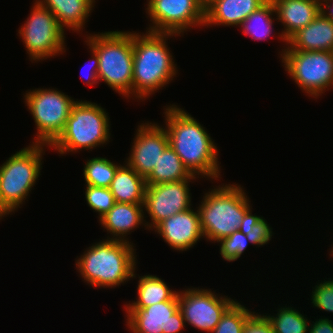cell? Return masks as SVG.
Here are the masks:
<instances>
[{
    "label": "cell",
    "mask_w": 333,
    "mask_h": 333,
    "mask_svg": "<svg viewBox=\"0 0 333 333\" xmlns=\"http://www.w3.org/2000/svg\"><path fill=\"white\" fill-rule=\"evenodd\" d=\"M84 42L99 58L98 80L127 99L133 83V32L87 34Z\"/></svg>",
    "instance_id": "4"
},
{
    "label": "cell",
    "mask_w": 333,
    "mask_h": 333,
    "mask_svg": "<svg viewBox=\"0 0 333 333\" xmlns=\"http://www.w3.org/2000/svg\"><path fill=\"white\" fill-rule=\"evenodd\" d=\"M136 132L131 153L124 162L146 179L169 146L168 134L164 127L151 122L138 125Z\"/></svg>",
    "instance_id": "15"
},
{
    "label": "cell",
    "mask_w": 333,
    "mask_h": 333,
    "mask_svg": "<svg viewBox=\"0 0 333 333\" xmlns=\"http://www.w3.org/2000/svg\"><path fill=\"white\" fill-rule=\"evenodd\" d=\"M45 146L48 147L32 143L12 154L0 166V201L9 213L22 206L41 175Z\"/></svg>",
    "instance_id": "7"
},
{
    "label": "cell",
    "mask_w": 333,
    "mask_h": 333,
    "mask_svg": "<svg viewBox=\"0 0 333 333\" xmlns=\"http://www.w3.org/2000/svg\"><path fill=\"white\" fill-rule=\"evenodd\" d=\"M138 299L125 304L124 308H145L156 303L172 300L177 294L167 286L166 282L155 275L139 276L137 286Z\"/></svg>",
    "instance_id": "24"
},
{
    "label": "cell",
    "mask_w": 333,
    "mask_h": 333,
    "mask_svg": "<svg viewBox=\"0 0 333 333\" xmlns=\"http://www.w3.org/2000/svg\"><path fill=\"white\" fill-rule=\"evenodd\" d=\"M49 9L55 16L59 25L65 30L82 31L87 18L93 11L95 0H36ZM87 20V21H86Z\"/></svg>",
    "instance_id": "21"
},
{
    "label": "cell",
    "mask_w": 333,
    "mask_h": 333,
    "mask_svg": "<svg viewBox=\"0 0 333 333\" xmlns=\"http://www.w3.org/2000/svg\"><path fill=\"white\" fill-rule=\"evenodd\" d=\"M198 176L192 175L183 165L180 157L168 146L162 156H160L157 166L146 178L147 185H156L185 179H196Z\"/></svg>",
    "instance_id": "23"
},
{
    "label": "cell",
    "mask_w": 333,
    "mask_h": 333,
    "mask_svg": "<svg viewBox=\"0 0 333 333\" xmlns=\"http://www.w3.org/2000/svg\"><path fill=\"white\" fill-rule=\"evenodd\" d=\"M143 209V204L116 202L114 206L99 219L101 226L108 232L107 234L110 233L113 236L112 238L107 237V239L129 242L126 236L133 232L132 230L137 227L139 228V225L142 224L146 227V220H144L145 212Z\"/></svg>",
    "instance_id": "18"
},
{
    "label": "cell",
    "mask_w": 333,
    "mask_h": 333,
    "mask_svg": "<svg viewBox=\"0 0 333 333\" xmlns=\"http://www.w3.org/2000/svg\"><path fill=\"white\" fill-rule=\"evenodd\" d=\"M145 10L152 22L146 30L181 36L192 27L204 26L205 8L199 0H147Z\"/></svg>",
    "instance_id": "11"
},
{
    "label": "cell",
    "mask_w": 333,
    "mask_h": 333,
    "mask_svg": "<svg viewBox=\"0 0 333 333\" xmlns=\"http://www.w3.org/2000/svg\"><path fill=\"white\" fill-rule=\"evenodd\" d=\"M154 231L177 251L190 250L200 238H204L198 209L191 208L164 219Z\"/></svg>",
    "instance_id": "16"
},
{
    "label": "cell",
    "mask_w": 333,
    "mask_h": 333,
    "mask_svg": "<svg viewBox=\"0 0 333 333\" xmlns=\"http://www.w3.org/2000/svg\"><path fill=\"white\" fill-rule=\"evenodd\" d=\"M268 0H214L205 8L204 26H239Z\"/></svg>",
    "instance_id": "19"
},
{
    "label": "cell",
    "mask_w": 333,
    "mask_h": 333,
    "mask_svg": "<svg viewBox=\"0 0 333 333\" xmlns=\"http://www.w3.org/2000/svg\"><path fill=\"white\" fill-rule=\"evenodd\" d=\"M25 23L18 30L26 52L33 62L46 60L63 54L65 30L59 25L56 16L36 0Z\"/></svg>",
    "instance_id": "10"
},
{
    "label": "cell",
    "mask_w": 333,
    "mask_h": 333,
    "mask_svg": "<svg viewBox=\"0 0 333 333\" xmlns=\"http://www.w3.org/2000/svg\"><path fill=\"white\" fill-rule=\"evenodd\" d=\"M277 311L275 316L265 315L274 333H308V319L294 307L285 305Z\"/></svg>",
    "instance_id": "26"
},
{
    "label": "cell",
    "mask_w": 333,
    "mask_h": 333,
    "mask_svg": "<svg viewBox=\"0 0 333 333\" xmlns=\"http://www.w3.org/2000/svg\"><path fill=\"white\" fill-rule=\"evenodd\" d=\"M180 36L171 33H137L133 31L132 95L143 101L167 86L178 70L167 40Z\"/></svg>",
    "instance_id": "2"
},
{
    "label": "cell",
    "mask_w": 333,
    "mask_h": 333,
    "mask_svg": "<svg viewBox=\"0 0 333 333\" xmlns=\"http://www.w3.org/2000/svg\"><path fill=\"white\" fill-rule=\"evenodd\" d=\"M215 293L211 289L194 287L178 291L179 309L185 324L212 333L222 315L236 301Z\"/></svg>",
    "instance_id": "12"
},
{
    "label": "cell",
    "mask_w": 333,
    "mask_h": 333,
    "mask_svg": "<svg viewBox=\"0 0 333 333\" xmlns=\"http://www.w3.org/2000/svg\"><path fill=\"white\" fill-rule=\"evenodd\" d=\"M275 15L274 4L271 0H268L241 23L243 34L249 35L253 40L267 39L274 31L272 26H274L273 20L277 19L273 18Z\"/></svg>",
    "instance_id": "25"
},
{
    "label": "cell",
    "mask_w": 333,
    "mask_h": 333,
    "mask_svg": "<svg viewBox=\"0 0 333 333\" xmlns=\"http://www.w3.org/2000/svg\"><path fill=\"white\" fill-rule=\"evenodd\" d=\"M287 46L291 50L333 52V21L319 13L287 40Z\"/></svg>",
    "instance_id": "20"
},
{
    "label": "cell",
    "mask_w": 333,
    "mask_h": 333,
    "mask_svg": "<svg viewBox=\"0 0 333 333\" xmlns=\"http://www.w3.org/2000/svg\"><path fill=\"white\" fill-rule=\"evenodd\" d=\"M119 166L104 157L87 160L83 169L86 185L109 188Z\"/></svg>",
    "instance_id": "27"
},
{
    "label": "cell",
    "mask_w": 333,
    "mask_h": 333,
    "mask_svg": "<svg viewBox=\"0 0 333 333\" xmlns=\"http://www.w3.org/2000/svg\"><path fill=\"white\" fill-rule=\"evenodd\" d=\"M126 325L132 333H180L186 326L179 309L178 294L145 308H124Z\"/></svg>",
    "instance_id": "14"
},
{
    "label": "cell",
    "mask_w": 333,
    "mask_h": 333,
    "mask_svg": "<svg viewBox=\"0 0 333 333\" xmlns=\"http://www.w3.org/2000/svg\"><path fill=\"white\" fill-rule=\"evenodd\" d=\"M281 60L285 71L308 96L319 98L333 87V52L282 50Z\"/></svg>",
    "instance_id": "9"
},
{
    "label": "cell",
    "mask_w": 333,
    "mask_h": 333,
    "mask_svg": "<svg viewBox=\"0 0 333 333\" xmlns=\"http://www.w3.org/2000/svg\"><path fill=\"white\" fill-rule=\"evenodd\" d=\"M214 0H199V2L206 8L208 5H210Z\"/></svg>",
    "instance_id": "37"
},
{
    "label": "cell",
    "mask_w": 333,
    "mask_h": 333,
    "mask_svg": "<svg viewBox=\"0 0 333 333\" xmlns=\"http://www.w3.org/2000/svg\"><path fill=\"white\" fill-rule=\"evenodd\" d=\"M24 98L37 129L32 143L50 146L64 130L76 101L54 88L29 90Z\"/></svg>",
    "instance_id": "8"
},
{
    "label": "cell",
    "mask_w": 333,
    "mask_h": 333,
    "mask_svg": "<svg viewBox=\"0 0 333 333\" xmlns=\"http://www.w3.org/2000/svg\"><path fill=\"white\" fill-rule=\"evenodd\" d=\"M191 180L194 179L147 185L143 206L151 223L146 221V229L153 230L164 219L192 208Z\"/></svg>",
    "instance_id": "13"
},
{
    "label": "cell",
    "mask_w": 333,
    "mask_h": 333,
    "mask_svg": "<svg viewBox=\"0 0 333 333\" xmlns=\"http://www.w3.org/2000/svg\"><path fill=\"white\" fill-rule=\"evenodd\" d=\"M132 242L103 239L86 248L75 262L83 281L94 288H115L136 278V249Z\"/></svg>",
    "instance_id": "3"
},
{
    "label": "cell",
    "mask_w": 333,
    "mask_h": 333,
    "mask_svg": "<svg viewBox=\"0 0 333 333\" xmlns=\"http://www.w3.org/2000/svg\"><path fill=\"white\" fill-rule=\"evenodd\" d=\"M331 246H333V245H331ZM330 253H331V256H333V247H332V250L330 251Z\"/></svg>",
    "instance_id": "38"
},
{
    "label": "cell",
    "mask_w": 333,
    "mask_h": 333,
    "mask_svg": "<svg viewBox=\"0 0 333 333\" xmlns=\"http://www.w3.org/2000/svg\"><path fill=\"white\" fill-rule=\"evenodd\" d=\"M250 208L244 215L239 230L244 233L252 245L263 246L272 239V228L265 218L253 215Z\"/></svg>",
    "instance_id": "28"
},
{
    "label": "cell",
    "mask_w": 333,
    "mask_h": 333,
    "mask_svg": "<svg viewBox=\"0 0 333 333\" xmlns=\"http://www.w3.org/2000/svg\"><path fill=\"white\" fill-rule=\"evenodd\" d=\"M313 289L310 299L313 307L333 313V280L321 281Z\"/></svg>",
    "instance_id": "32"
},
{
    "label": "cell",
    "mask_w": 333,
    "mask_h": 333,
    "mask_svg": "<svg viewBox=\"0 0 333 333\" xmlns=\"http://www.w3.org/2000/svg\"><path fill=\"white\" fill-rule=\"evenodd\" d=\"M243 333H274L265 315L254 312L245 323Z\"/></svg>",
    "instance_id": "33"
},
{
    "label": "cell",
    "mask_w": 333,
    "mask_h": 333,
    "mask_svg": "<svg viewBox=\"0 0 333 333\" xmlns=\"http://www.w3.org/2000/svg\"><path fill=\"white\" fill-rule=\"evenodd\" d=\"M253 313L235 301L222 315L212 333H243L245 323Z\"/></svg>",
    "instance_id": "29"
},
{
    "label": "cell",
    "mask_w": 333,
    "mask_h": 333,
    "mask_svg": "<svg viewBox=\"0 0 333 333\" xmlns=\"http://www.w3.org/2000/svg\"><path fill=\"white\" fill-rule=\"evenodd\" d=\"M110 118L105 109L90 101H76L58 138L49 146L59 154L77 153L106 145L110 138ZM102 144V145H101Z\"/></svg>",
    "instance_id": "6"
},
{
    "label": "cell",
    "mask_w": 333,
    "mask_h": 333,
    "mask_svg": "<svg viewBox=\"0 0 333 333\" xmlns=\"http://www.w3.org/2000/svg\"><path fill=\"white\" fill-rule=\"evenodd\" d=\"M217 243H220V255L222 258L225 261L233 262L241 257L250 242L244 233L236 230L230 236L221 239Z\"/></svg>",
    "instance_id": "31"
},
{
    "label": "cell",
    "mask_w": 333,
    "mask_h": 333,
    "mask_svg": "<svg viewBox=\"0 0 333 333\" xmlns=\"http://www.w3.org/2000/svg\"><path fill=\"white\" fill-rule=\"evenodd\" d=\"M146 187V179L124 163L118 167L109 189L115 202L143 204Z\"/></svg>",
    "instance_id": "22"
},
{
    "label": "cell",
    "mask_w": 333,
    "mask_h": 333,
    "mask_svg": "<svg viewBox=\"0 0 333 333\" xmlns=\"http://www.w3.org/2000/svg\"><path fill=\"white\" fill-rule=\"evenodd\" d=\"M89 49L92 54V58H90L92 63L90 61L89 74L87 77H85L86 80L84 78L83 79L87 85L91 86V85L99 83V80H98L99 58H98L97 54L91 48H89ZM85 68H87V67L85 66Z\"/></svg>",
    "instance_id": "34"
},
{
    "label": "cell",
    "mask_w": 333,
    "mask_h": 333,
    "mask_svg": "<svg viewBox=\"0 0 333 333\" xmlns=\"http://www.w3.org/2000/svg\"><path fill=\"white\" fill-rule=\"evenodd\" d=\"M238 184H221L204 194L197 207L204 238L219 242L239 230L245 213L252 208Z\"/></svg>",
    "instance_id": "5"
},
{
    "label": "cell",
    "mask_w": 333,
    "mask_h": 333,
    "mask_svg": "<svg viewBox=\"0 0 333 333\" xmlns=\"http://www.w3.org/2000/svg\"><path fill=\"white\" fill-rule=\"evenodd\" d=\"M164 111L169 146L183 165L192 175L219 180L218 147L205 127L175 104H170Z\"/></svg>",
    "instance_id": "1"
},
{
    "label": "cell",
    "mask_w": 333,
    "mask_h": 333,
    "mask_svg": "<svg viewBox=\"0 0 333 333\" xmlns=\"http://www.w3.org/2000/svg\"><path fill=\"white\" fill-rule=\"evenodd\" d=\"M276 17L284 26L278 33L281 41L287 40L299 29L309 25L320 13V0H271Z\"/></svg>",
    "instance_id": "17"
},
{
    "label": "cell",
    "mask_w": 333,
    "mask_h": 333,
    "mask_svg": "<svg viewBox=\"0 0 333 333\" xmlns=\"http://www.w3.org/2000/svg\"><path fill=\"white\" fill-rule=\"evenodd\" d=\"M9 214L10 213L6 210V208L2 205V203L0 201V220Z\"/></svg>",
    "instance_id": "36"
},
{
    "label": "cell",
    "mask_w": 333,
    "mask_h": 333,
    "mask_svg": "<svg viewBox=\"0 0 333 333\" xmlns=\"http://www.w3.org/2000/svg\"><path fill=\"white\" fill-rule=\"evenodd\" d=\"M320 13L333 21V0H320Z\"/></svg>",
    "instance_id": "35"
},
{
    "label": "cell",
    "mask_w": 333,
    "mask_h": 333,
    "mask_svg": "<svg viewBox=\"0 0 333 333\" xmlns=\"http://www.w3.org/2000/svg\"><path fill=\"white\" fill-rule=\"evenodd\" d=\"M85 199L88 206L97 212L99 219L116 203L109 188L86 185Z\"/></svg>",
    "instance_id": "30"
}]
</instances>
